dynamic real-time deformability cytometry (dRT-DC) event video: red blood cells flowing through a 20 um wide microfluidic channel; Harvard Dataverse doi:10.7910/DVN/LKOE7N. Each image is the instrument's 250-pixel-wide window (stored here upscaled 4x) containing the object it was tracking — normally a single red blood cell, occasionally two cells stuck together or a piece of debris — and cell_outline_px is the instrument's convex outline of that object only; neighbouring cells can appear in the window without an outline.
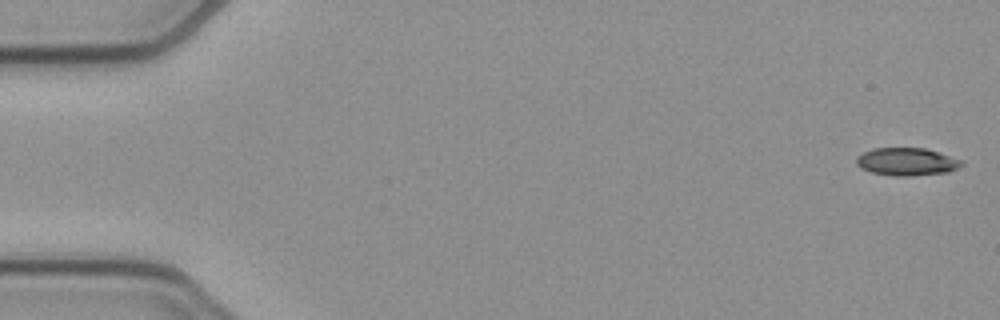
{"species": "common noctule bat (a hibernating species)", "species_latin": "Nyctalus noctula", "temperature_condition": "cold", "stored_images_in_passage": 46, "camera_frame_rate_fps": 3000, "um_per_image_px": 0.085, "animal": {"sex": "female", "body_mass_g": 21.9}, "frame": {"image": 1, "passage_image": 1, "time_ms": 0.0, "image_size_px": [1000, 320], "cell_outline_px": [[964, 164], [948, 172], [908, 176], [892, 176], [872, 172], [860, 168], [856, 164], [856, 156], [872, 148], [924, 148], [964, 160]], "centroid_in_image_um": [77.06, 13.74], "position_along_channel_um": 7.9, "area_um2": 17.05}}
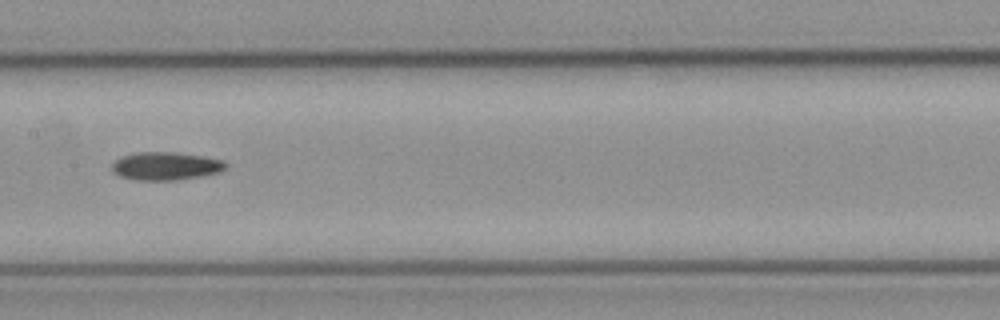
{"frame": {"image": 2, "passage_image": 26, "time_ms": 8.333, "image_size_px": [1000, 320], "cell_outline_px": [[228, 168], [220, 172], [180, 180], [136, 180], [120, 176], [112, 172], [112, 164], [120, 156], [136, 152], [176, 152], [204, 156], [224, 160], [228, 164]], "centroid_in_image_um": [14.12, 14.11], "position_along_channel_um": 193.3, "area_um2": 18.9}}
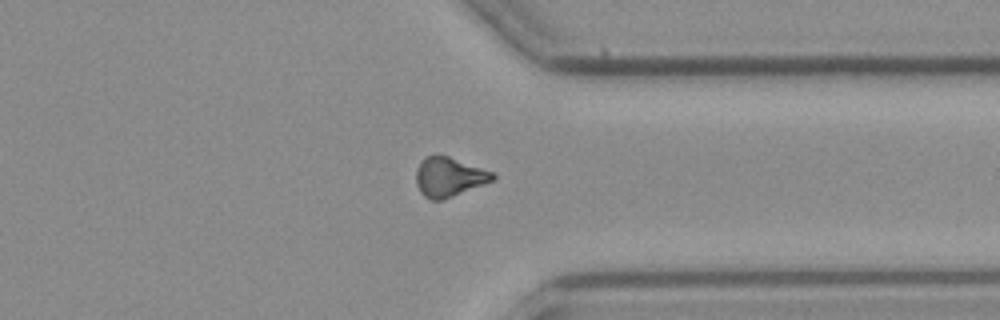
{"frame": {"image": 3, "passage_image": 40, "time_ms": 13.0, "image_size_px": [1000, 320], "cell_outline_px": [[496, 180], [452, 196], [440, 200], [432, 200], [424, 196], [420, 192], [416, 184], [416, 168], [420, 160], [428, 156], [448, 156], [496, 172]], "centroid_in_image_um": [38.2, 15.04], "position_along_channel_um": 373.2, "area_um2": 17.69}, "authors_computed_cell_mechanics": {"area_um2": 17.8891, "velocity_mm_per_s": 3.9187, "shape_relaxation_time_tau1_ms": 11.2824, "shape_relaxation_time_tau2_ms": null, "deformation_change_tau1": 0.2232, "deformation_change_tau2": null}}